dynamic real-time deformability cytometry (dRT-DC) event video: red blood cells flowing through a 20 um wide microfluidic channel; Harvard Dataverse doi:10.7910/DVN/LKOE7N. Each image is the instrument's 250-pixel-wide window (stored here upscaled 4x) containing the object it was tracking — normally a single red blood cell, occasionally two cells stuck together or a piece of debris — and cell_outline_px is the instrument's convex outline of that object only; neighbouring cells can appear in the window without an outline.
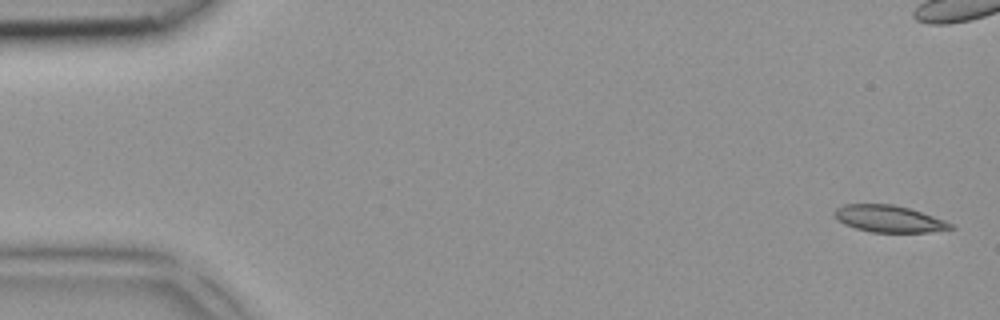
{"species": "common noctule bat (a hibernating species)", "species_latin": "Nyctalus noctula", "temperature_condition": "room temperature", "stored_images_in_passage": 4, "camera_frame_rate_fps": 3000, "um_per_image_px": 0.085, "animal": {"sex": "female", "body_mass_g": 18.4}, "frame": {"image": 1, "passage_image": 1, "time_ms": 0.0, "image_size_px": [1000, 320], "cell_outline_px": [[956, 228], [928, 232], [872, 232], [856, 228], [844, 224], [832, 212], [836, 208], [844, 204], [892, 204], [908, 208], [944, 220], [952, 224]], "centroid_in_image_um": [75.55, 18.59], "position_along_channel_um": 9.5, "area_um2": 17.92}}